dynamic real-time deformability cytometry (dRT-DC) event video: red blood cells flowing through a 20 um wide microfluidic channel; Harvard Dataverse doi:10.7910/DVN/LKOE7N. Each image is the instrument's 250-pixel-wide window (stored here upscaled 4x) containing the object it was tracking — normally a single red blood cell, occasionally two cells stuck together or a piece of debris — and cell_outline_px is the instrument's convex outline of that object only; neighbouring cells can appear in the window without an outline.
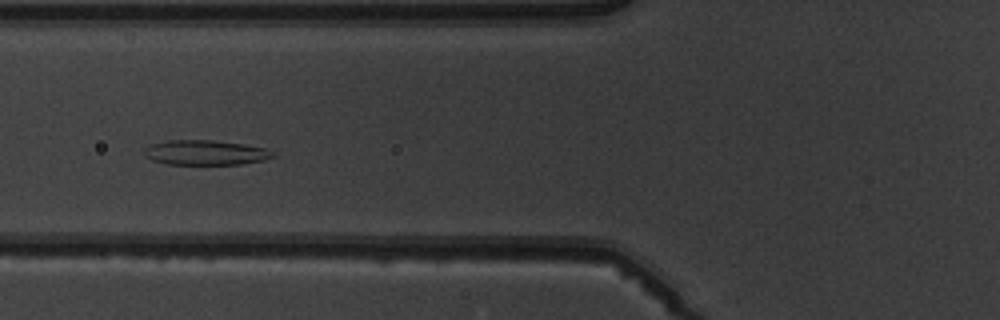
{"species": "common noctule bat (a hibernating species)", "species_latin": "Nyctalus noctula", "temperature_condition": "warm", "stored_images_in_passage": 7, "camera_frame_rate_fps": 3000, "um_per_image_px": 0.085, "animal": {"sex": "male", "body_mass_g": 19.5, "forearm_length_mm": 54.6}, "frame": {"image": 1, "passage_image": 5, "time_ms": 5.667, "image_size_px": [1000, 320], "cell_outline_px": [[276, 156], [264, 160], [240, 164], [164, 164], [152, 160], [144, 156], [144, 148], [152, 144], [168, 140], [212, 140], [244, 144], [264, 148], [272, 152]], "centroid_in_image_um": [17.43, 12.97], "position_along_channel_um": 108.4, "area_um2": 18.61}}
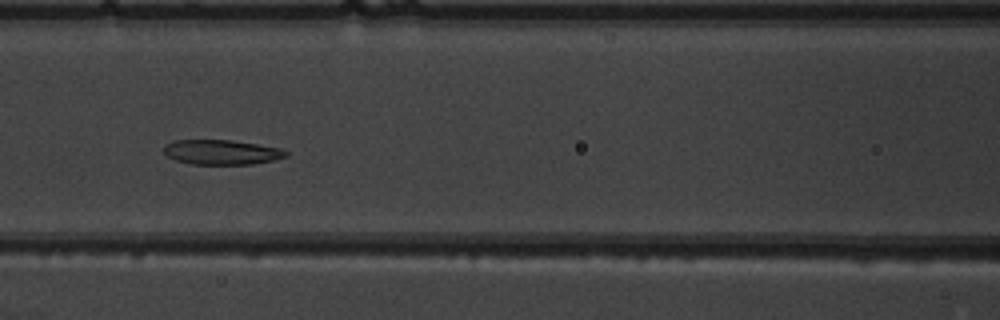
{"frame": {"image": 2, "passage_image": 6, "time_ms": 6.667, "image_size_px": [1000, 320], "cell_outline_px": [[288, 156], [272, 160], [252, 164], [192, 164], [176, 160], [168, 156], [164, 152], [164, 144], [172, 140], [232, 140], [280, 148], [288, 152]], "centroid_in_image_um": [18.81, 12.93], "position_along_channel_um": 147.8, "area_um2": 17.57}}
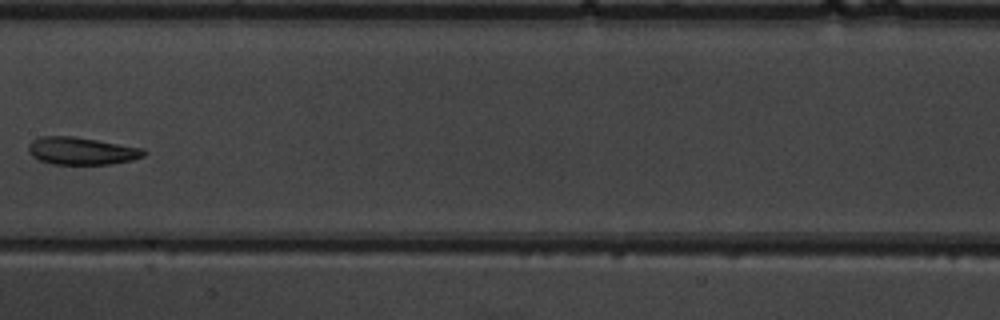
{"frame": {"image": 3, "passage_image": 7, "time_ms": 8.0, "image_size_px": [1000, 320], "cell_outline_px": [[148, 152], [144, 156], [132, 160], [108, 164], [52, 164], [40, 160], [32, 156], [28, 152], [28, 144], [32, 140], [40, 136], [76, 136], [144, 148]], "centroid_in_image_um": [6.94, 12.82], "position_along_channel_um": 200.5, "area_um2": 18.67}}